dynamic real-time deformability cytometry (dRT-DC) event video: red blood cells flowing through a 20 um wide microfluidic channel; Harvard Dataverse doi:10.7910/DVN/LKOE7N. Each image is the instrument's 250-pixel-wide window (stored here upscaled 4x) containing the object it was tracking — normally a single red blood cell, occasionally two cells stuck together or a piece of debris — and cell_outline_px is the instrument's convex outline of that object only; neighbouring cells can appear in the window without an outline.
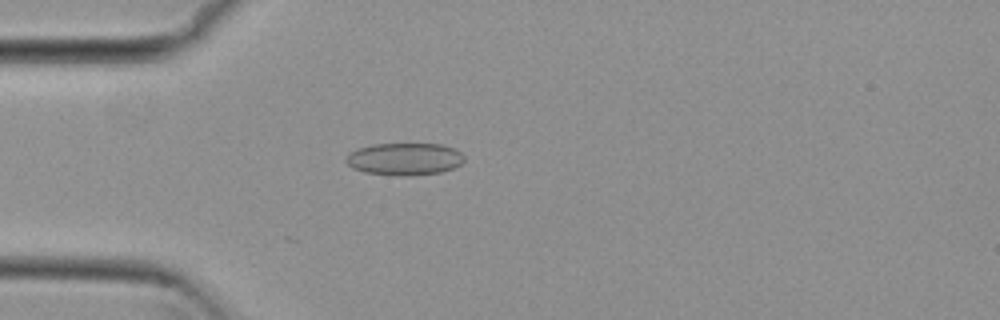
{"species": "common noctule bat (a hibernating species)", "species_latin": "Nyctalus noctula", "temperature_condition": "cold", "stored_images_in_passage": 38, "camera_frame_rate_fps": 3000, "um_per_image_px": 0.085, "animal": {"sex": "female", "body_mass_g": 29.2, "forearm_length_mm": 56.3}, "frame": {"image": 1, "passage_image": 9, "time_ms": 2.667, "image_size_px": [1000, 320], "cell_outline_px": [[464, 160], [460, 164], [452, 168], [440, 172], [364, 172], [352, 168], [344, 160], [348, 152], [360, 148], [376, 144], [440, 144], [456, 148], [464, 156]], "centroid_in_image_um": [34.38, 13.44], "position_along_channel_um": 50.6, "area_um2": 21.04}}
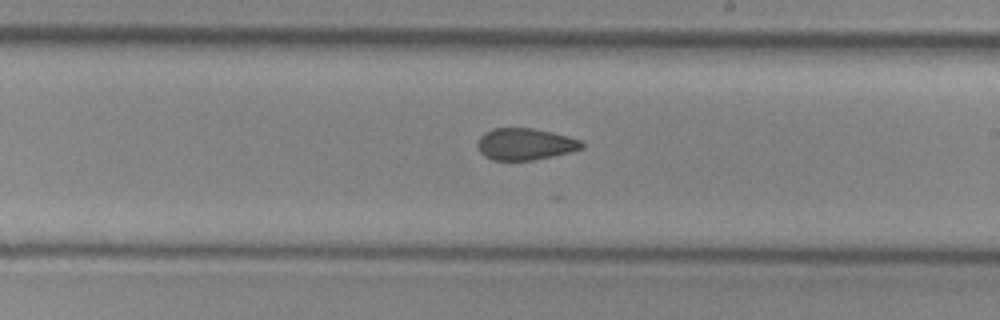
{"frame": {"image": 2, "passage_image": 25, "time_ms": 8.0, "image_size_px": [1000, 320], "cell_outline_px": [[584, 148], [552, 156], [532, 160], [492, 160], [484, 156], [480, 152], [476, 144], [480, 136], [484, 132], [492, 128], [532, 128], [552, 132], [580, 140], [584, 144]], "centroid_in_image_um": [44.59, 12.24], "position_along_channel_um": 244.4, "area_um2": 19.25}}
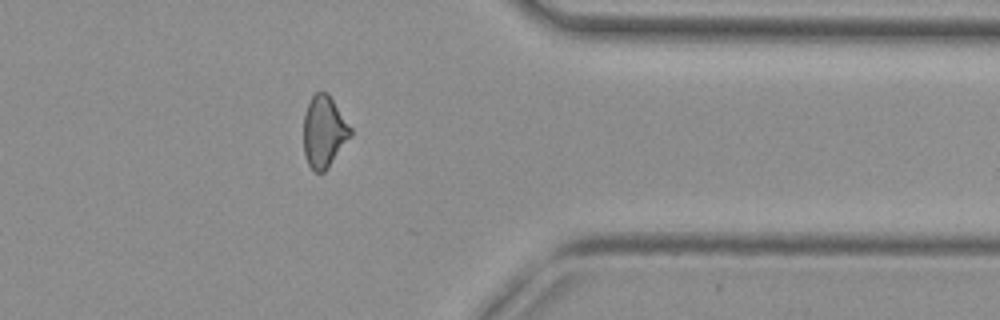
{"frame": {"image": 3, "passage_image": 37, "time_ms": 12.0, "image_size_px": [1000, 320], "cell_outline_px": [[352, 136], [328, 168], [324, 172], [316, 172], [308, 164], [304, 156], [304, 112], [312, 96], [316, 92], [328, 92], [352, 128]], "centroid_in_image_um": [27.56, 11.19], "position_along_channel_um": 383.8, "area_um2": 19.77}, "authors_computed_cell_mechanics": {"area_um2": 20.3745, "velocity_mm_per_s": 3.8258, "shape_relaxation_time_tau1_ms": null, "shape_relaxation_time_tau2_ms": 3.0886, "deformation_change_tau1": null, "deformation_change_tau2": 0.0906}}